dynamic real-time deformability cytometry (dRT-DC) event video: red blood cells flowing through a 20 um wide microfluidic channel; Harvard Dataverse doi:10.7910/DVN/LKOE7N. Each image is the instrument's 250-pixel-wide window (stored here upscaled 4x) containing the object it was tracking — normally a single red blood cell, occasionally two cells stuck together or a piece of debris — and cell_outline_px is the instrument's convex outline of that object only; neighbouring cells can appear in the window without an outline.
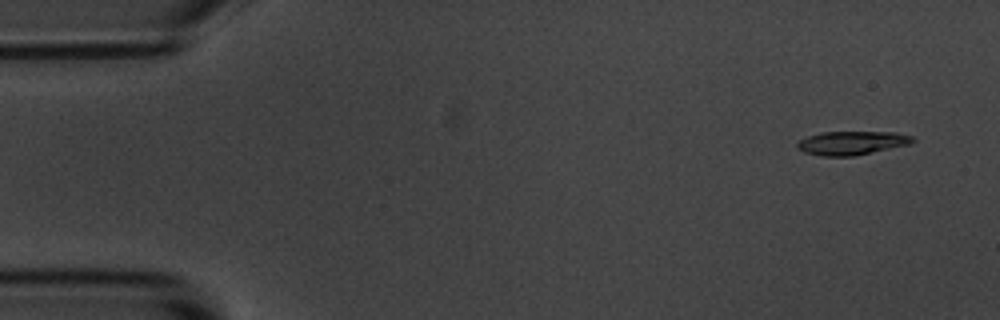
{"species": "common noctule bat (a hibernating species)", "species_latin": "Nyctalus noctula", "temperature_condition": "room temperature", "stored_images_in_passage": 8, "camera_frame_rate_fps": 3000, "um_per_image_px": 0.085, "animal": {"sex": "male", "body_mass_g": 20.1, "forearm_length_mm": 53.5}, "frame": {"image": 1, "passage_image": 1, "time_ms": 0.0, "image_size_px": [1000, 320], "cell_outline_px": [[916, 140], [912, 144], [852, 156], [820, 156], [804, 152], [796, 148], [796, 144], [800, 140], [808, 136], [820, 132], [896, 132], [912, 136]], "centroid_in_image_um": [72.41, 12.15], "position_along_channel_um": 12.6, "area_um2": 16.01}}
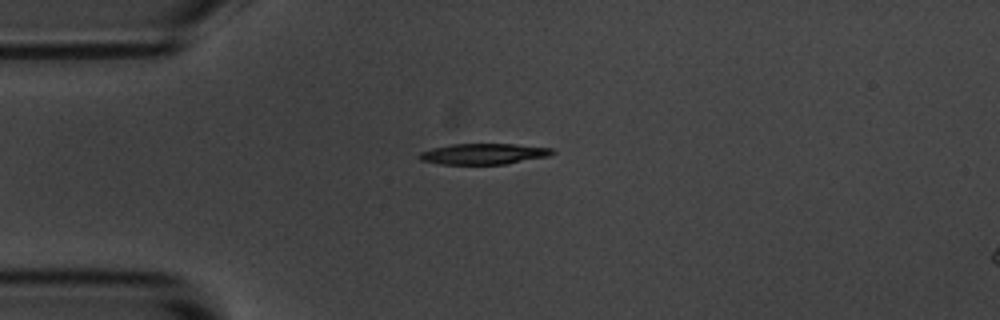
{"frame": {"image": 2, "passage_image": 3, "time_ms": 3.333, "image_size_px": [1000, 320], "cell_outline_px": [[556, 152], [548, 156], [504, 164], [440, 164], [420, 160], [416, 156], [420, 152], [432, 148], [452, 144], [516, 144], [552, 148]], "centroid_in_image_um": [41.08, 13.08], "position_along_channel_um": 43.9, "area_um2": 16.13}}
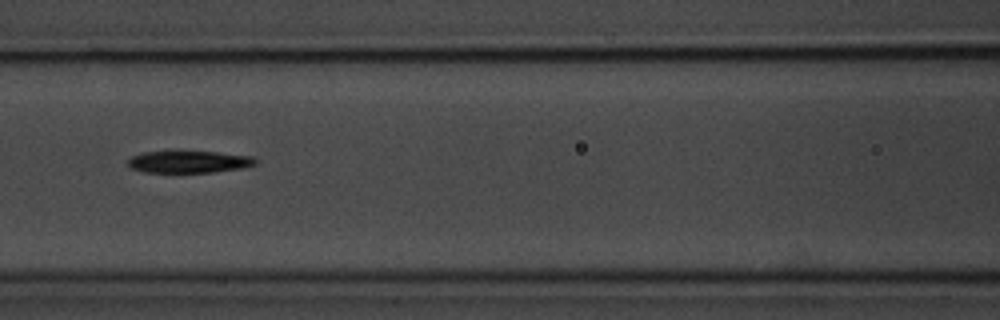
{"frame": {"image": 3, "passage_image": 6, "time_ms": 6.667, "image_size_px": [1000, 320], "cell_outline_px": [[256, 164], [240, 168], [212, 172], [144, 172], [132, 168], [128, 164], [128, 160], [132, 156], [144, 152], [168, 148], [172, 148], [216, 152], [256, 156]], "centroid_in_image_um": [16.02, 13.69], "position_along_channel_um": 150.6, "area_um2": 17.22}}